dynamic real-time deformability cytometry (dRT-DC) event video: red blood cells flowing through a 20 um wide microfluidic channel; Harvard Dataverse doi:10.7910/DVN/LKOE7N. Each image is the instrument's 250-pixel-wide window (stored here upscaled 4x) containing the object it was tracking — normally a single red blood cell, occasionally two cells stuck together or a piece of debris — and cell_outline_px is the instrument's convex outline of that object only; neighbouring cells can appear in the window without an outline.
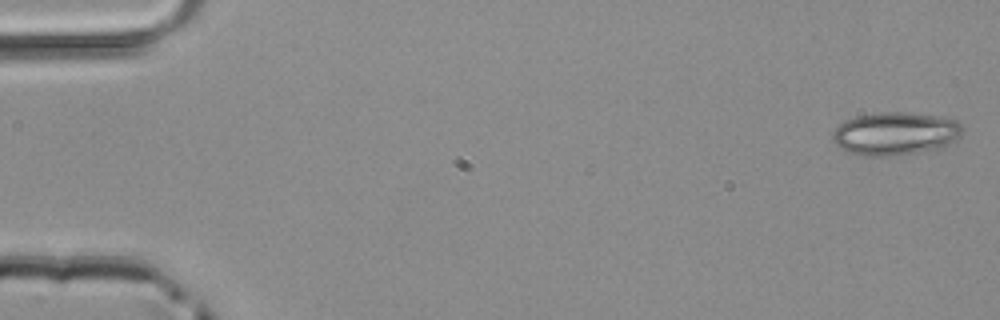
{"species": "common noctule bat (a hibernating species)", "species_latin": "Nyctalus noctula", "temperature_condition": "room temperature", "stored_images_in_passage": 49, "camera_frame_rate_fps": 3000, "um_per_image_px": 0.085, "animal": {"sex": "male", "body_mass_g": 20.4}, "frame": {"image": 1, "passage_image": 1, "time_ms": 0.0, "image_size_px": [1000, 320], "cell_outline_px": [[964, 132], [960, 136], [948, 144], [940, 148], [892, 156], [864, 156], [848, 152], [840, 148], [836, 144], [832, 136], [832, 132], [840, 124], [856, 116], [880, 112], [904, 112], [936, 116], [956, 120], [964, 128]], "centroid_in_image_um": [76.1, 11.36], "position_along_channel_um": 8.9, "area_um2": 32.43}}
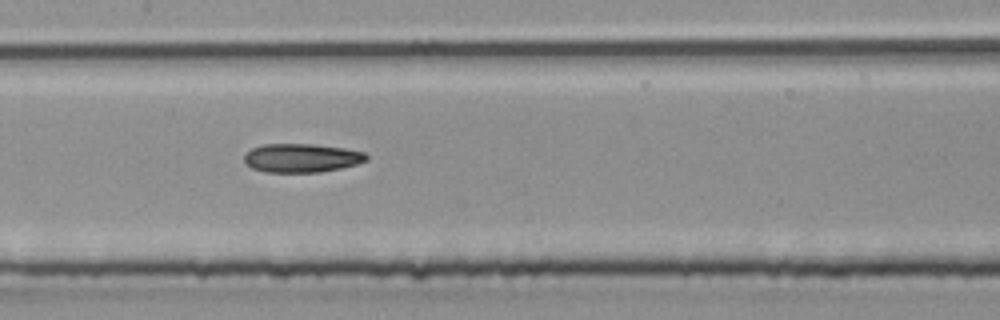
{"frame": {"image": 2, "passage_image": 24, "time_ms": 7.667, "image_size_px": [1000, 320], "cell_outline_px": [[368, 160], [356, 164], [340, 168], [320, 172], [264, 172], [252, 168], [244, 164], [244, 156], [252, 148], [264, 144], [316, 144], [344, 148], [364, 152], [368, 156]], "centroid_in_image_um": [25.62, 13.43], "position_along_channel_um": 181.8, "area_um2": 20.52}}
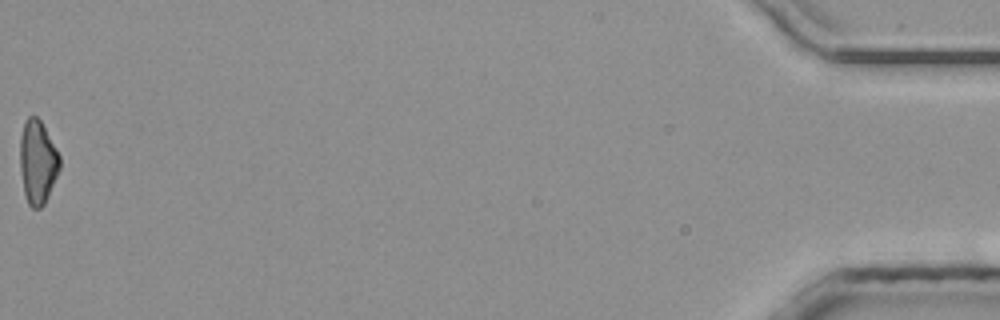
{"frame": {"image": 3, "passage_image": 49, "time_ms": 16.0, "image_size_px": [1000, 320], "cell_outline_px": [[60, 168], [48, 196], [44, 204], [40, 208], [32, 208], [28, 204], [24, 192], [20, 172], [20, 136], [24, 120], [28, 116], [36, 116], [40, 120], [56, 148], [60, 156]], "centroid_in_image_um": [3.18, 13.76], "position_along_channel_um": 432.0, "area_um2": 19.36}}